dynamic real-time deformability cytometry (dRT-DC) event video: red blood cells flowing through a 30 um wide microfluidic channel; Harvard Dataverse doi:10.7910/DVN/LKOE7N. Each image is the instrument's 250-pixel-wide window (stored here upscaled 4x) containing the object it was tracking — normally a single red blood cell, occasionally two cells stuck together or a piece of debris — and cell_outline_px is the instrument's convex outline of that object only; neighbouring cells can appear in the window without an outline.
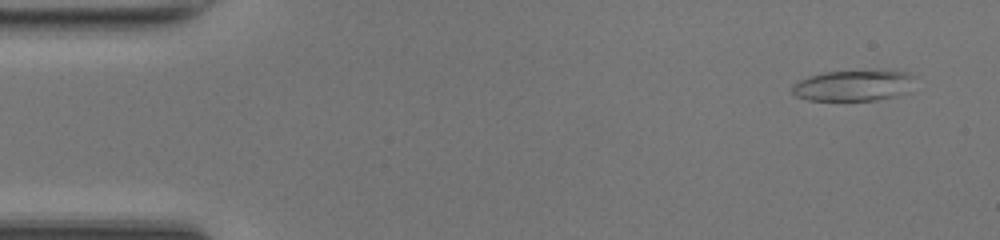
{"species": "common noctule bat (a hibernating species)", "species_latin": "Nyctalus noctula", "temperature_condition": "room temperature", "stored_images_in_passage": 43, "camera_frame_rate_fps": 3000, "um_per_image_px": 0.085, "animal": {"sex": "female", "body_mass_g": 17.0, "forearm_length_mm": 48.0}, "frame": {"image": 1, "passage_image": 3, "time_ms": 0.667, "image_size_px": [1000, 240], "cell_outline_px": [[912, 76], [908, 92], [896, 96], [876, 100], [808, 100], [796, 96], [792, 92], [792, 84], [808, 76], [824, 72], [872, 68], [888, 68], [908, 72]], "centroid_in_image_um": [72.56, 7.21], "position_along_channel_um": 12.4, "area_um2": 22.89}}
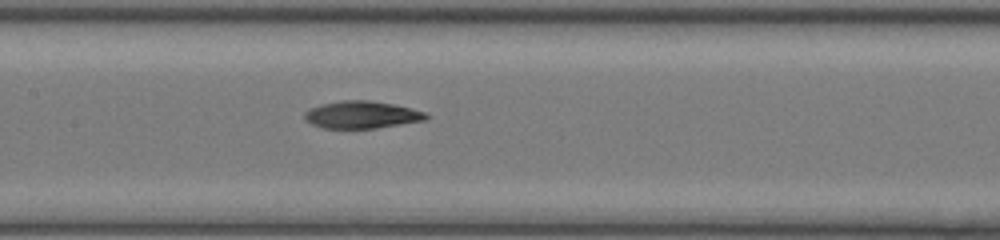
{"frame": {"image": 2, "passage_image": 23, "time_ms": 7.333, "image_size_px": [1000, 240], "cell_outline_px": [[428, 120], [376, 128], [324, 128], [312, 124], [304, 120], [304, 112], [308, 108], [320, 104], [344, 100], [368, 100], [392, 104], [412, 108], [424, 112], [428, 116]], "centroid_in_image_um": [30.72, 9.75], "position_along_channel_um": 176.7, "area_um2": 19.42}}
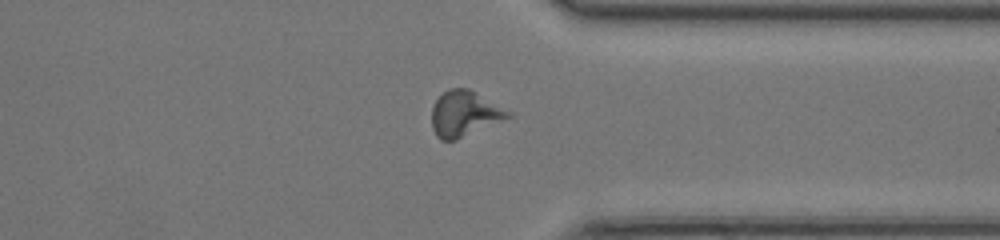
{"frame": {"image": 3, "passage_image": 37, "time_ms": 12.0, "image_size_px": [1000, 240], "cell_outline_px": [[512, 116], [456, 140], [440, 140], [436, 136], [432, 128], [432, 108], [436, 100], [448, 88], [468, 88], [512, 112]], "centroid_in_image_um": [39.46, 9.67], "position_along_channel_um": 371.9, "area_um2": 20.11}, "authors_computed_cell_mechanics": {"area_um2": 19.9988, "velocity_mm_per_s": 4.2568, "shape_relaxation_time_tau1_ms": 10.8876, "shape_relaxation_time_tau2_ms": null, "deformation_change_tau1": 0.2533, "deformation_change_tau2": null}}